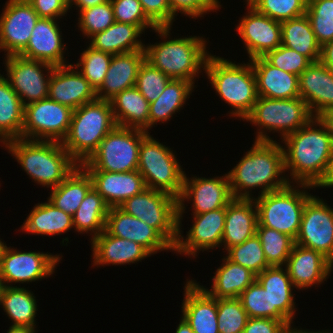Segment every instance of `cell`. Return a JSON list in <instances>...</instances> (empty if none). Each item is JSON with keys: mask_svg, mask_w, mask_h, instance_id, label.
<instances>
[{"mask_svg": "<svg viewBox=\"0 0 333 333\" xmlns=\"http://www.w3.org/2000/svg\"><path fill=\"white\" fill-rule=\"evenodd\" d=\"M249 149L227 172L234 198L254 199V190L261 196L290 184L280 142L255 140Z\"/></svg>", "mask_w": 333, "mask_h": 333, "instance_id": "obj_1", "label": "cell"}, {"mask_svg": "<svg viewBox=\"0 0 333 333\" xmlns=\"http://www.w3.org/2000/svg\"><path fill=\"white\" fill-rule=\"evenodd\" d=\"M281 142L290 183L315 186L323 177L333 150V135L313 117Z\"/></svg>", "mask_w": 333, "mask_h": 333, "instance_id": "obj_2", "label": "cell"}, {"mask_svg": "<svg viewBox=\"0 0 333 333\" xmlns=\"http://www.w3.org/2000/svg\"><path fill=\"white\" fill-rule=\"evenodd\" d=\"M173 27H156L153 31L161 41L144 45L145 60L171 79L190 81L195 87L196 79L205 72L209 40L205 36L189 35L172 38Z\"/></svg>", "mask_w": 333, "mask_h": 333, "instance_id": "obj_3", "label": "cell"}, {"mask_svg": "<svg viewBox=\"0 0 333 333\" xmlns=\"http://www.w3.org/2000/svg\"><path fill=\"white\" fill-rule=\"evenodd\" d=\"M2 147L13 156L28 178L44 189L57 187L79 165L61 142L18 138L7 141Z\"/></svg>", "mask_w": 333, "mask_h": 333, "instance_id": "obj_4", "label": "cell"}, {"mask_svg": "<svg viewBox=\"0 0 333 333\" xmlns=\"http://www.w3.org/2000/svg\"><path fill=\"white\" fill-rule=\"evenodd\" d=\"M204 73L215 94L231 107L226 116L244 120L259 97L251 61L237 63L211 53Z\"/></svg>", "mask_w": 333, "mask_h": 333, "instance_id": "obj_5", "label": "cell"}, {"mask_svg": "<svg viewBox=\"0 0 333 333\" xmlns=\"http://www.w3.org/2000/svg\"><path fill=\"white\" fill-rule=\"evenodd\" d=\"M110 101L95 99L73 110L64 149L79 164L86 162L116 126Z\"/></svg>", "mask_w": 333, "mask_h": 333, "instance_id": "obj_6", "label": "cell"}, {"mask_svg": "<svg viewBox=\"0 0 333 333\" xmlns=\"http://www.w3.org/2000/svg\"><path fill=\"white\" fill-rule=\"evenodd\" d=\"M312 118L306 102L300 97L271 99L259 96L243 121L256 126L254 140L274 141L269 134L278 133L280 141L305 126Z\"/></svg>", "mask_w": 333, "mask_h": 333, "instance_id": "obj_7", "label": "cell"}, {"mask_svg": "<svg viewBox=\"0 0 333 333\" xmlns=\"http://www.w3.org/2000/svg\"><path fill=\"white\" fill-rule=\"evenodd\" d=\"M313 188L311 185L290 183L279 190L255 196L254 201L258 211L257 226L272 228L295 240L305 204L313 195L310 191H315Z\"/></svg>", "mask_w": 333, "mask_h": 333, "instance_id": "obj_8", "label": "cell"}, {"mask_svg": "<svg viewBox=\"0 0 333 333\" xmlns=\"http://www.w3.org/2000/svg\"><path fill=\"white\" fill-rule=\"evenodd\" d=\"M150 133L141 141L137 170L143 176L146 188L164 191L178 199L186 174L183 165L175 150L160 143Z\"/></svg>", "mask_w": 333, "mask_h": 333, "instance_id": "obj_9", "label": "cell"}, {"mask_svg": "<svg viewBox=\"0 0 333 333\" xmlns=\"http://www.w3.org/2000/svg\"><path fill=\"white\" fill-rule=\"evenodd\" d=\"M148 133L144 130L116 125L81 166L86 171H135L138 169L141 141Z\"/></svg>", "mask_w": 333, "mask_h": 333, "instance_id": "obj_10", "label": "cell"}, {"mask_svg": "<svg viewBox=\"0 0 333 333\" xmlns=\"http://www.w3.org/2000/svg\"><path fill=\"white\" fill-rule=\"evenodd\" d=\"M155 228L173 247L178 236V199L164 192L144 189L119 206Z\"/></svg>", "mask_w": 333, "mask_h": 333, "instance_id": "obj_11", "label": "cell"}, {"mask_svg": "<svg viewBox=\"0 0 333 333\" xmlns=\"http://www.w3.org/2000/svg\"><path fill=\"white\" fill-rule=\"evenodd\" d=\"M23 251V252H22ZM62 254L50 252L24 251L3 244L0 251V279L4 286L30 284L53 276ZM14 283V284H13Z\"/></svg>", "mask_w": 333, "mask_h": 333, "instance_id": "obj_12", "label": "cell"}, {"mask_svg": "<svg viewBox=\"0 0 333 333\" xmlns=\"http://www.w3.org/2000/svg\"><path fill=\"white\" fill-rule=\"evenodd\" d=\"M73 110L49 97L24 106L22 139L61 142L68 134Z\"/></svg>", "mask_w": 333, "mask_h": 333, "instance_id": "obj_13", "label": "cell"}, {"mask_svg": "<svg viewBox=\"0 0 333 333\" xmlns=\"http://www.w3.org/2000/svg\"><path fill=\"white\" fill-rule=\"evenodd\" d=\"M233 199L227 173L208 178L194 175L190 178L186 173L182 193L178 198V225H182L184 214L187 213L186 201L188 204L192 203V214H201L227 207Z\"/></svg>", "mask_w": 333, "mask_h": 333, "instance_id": "obj_14", "label": "cell"}, {"mask_svg": "<svg viewBox=\"0 0 333 333\" xmlns=\"http://www.w3.org/2000/svg\"><path fill=\"white\" fill-rule=\"evenodd\" d=\"M3 76L25 106L48 97L51 74L55 66L29 60L19 55L4 56Z\"/></svg>", "mask_w": 333, "mask_h": 333, "instance_id": "obj_15", "label": "cell"}, {"mask_svg": "<svg viewBox=\"0 0 333 333\" xmlns=\"http://www.w3.org/2000/svg\"><path fill=\"white\" fill-rule=\"evenodd\" d=\"M192 225L183 235V225H178V236L174 254L195 259L200 251H212L221 247L226 217V207L201 214H191Z\"/></svg>", "mask_w": 333, "mask_h": 333, "instance_id": "obj_16", "label": "cell"}, {"mask_svg": "<svg viewBox=\"0 0 333 333\" xmlns=\"http://www.w3.org/2000/svg\"><path fill=\"white\" fill-rule=\"evenodd\" d=\"M322 197L306 202L295 244L320 252L333 264V208Z\"/></svg>", "mask_w": 333, "mask_h": 333, "instance_id": "obj_17", "label": "cell"}, {"mask_svg": "<svg viewBox=\"0 0 333 333\" xmlns=\"http://www.w3.org/2000/svg\"><path fill=\"white\" fill-rule=\"evenodd\" d=\"M0 14V53L19 55L27 46L38 14L27 0H7Z\"/></svg>", "mask_w": 333, "mask_h": 333, "instance_id": "obj_18", "label": "cell"}, {"mask_svg": "<svg viewBox=\"0 0 333 333\" xmlns=\"http://www.w3.org/2000/svg\"><path fill=\"white\" fill-rule=\"evenodd\" d=\"M247 13L243 14L235 26L236 32L246 50L247 60L264 57L282 45L281 22L258 12L253 6H246Z\"/></svg>", "mask_w": 333, "mask_h": 333, "instance_id": "obj_19", "label": "cell"}, {"mask_svg": "<svg viewBox=\"0 0 333 333\" xmlns=\"http://www.w3.org/2000/svg\"><path fill=\"white\" fill-rule=\"evenodd\" d=\"M105 230L112 236L136 242L153 256L161 251L173 253V246L155 228L120 207L109 208Z\"/></svg>", "mask_w": 333, "mask_h": 333, "instance_id": "obj_20", "label": "cell"}, {"mask_svg": "<svg viewBox=\"0 0 333 333\" xmlns=\"http://www.w3.org/2000/svg\"><path fill=\"white\" fill-rule=\"evenodd\" d=\"M59 22L61 20L39 18L26 48L19 56L29 60L43 61L53 66L71 64L65 57L66 54H69L68 47L64 42V34ZM66 50L67 53H65Z\"/></svg>", "mask_w": 333, "mask_h": 333, "instance_id": "obj_21", "label": "cell"}, {"mask_svg": "<svg viewBox=\"0 0 333 333\" xmlns=\"http://www.w3.org/2000/svg\"><path fill=\"white\" fill-rule=\"evenodd\" d=\"M296 290L321 287L333 273V264L320 252L294 244L285 265Z\"/></svg>", "mask_w": 333, "mask_h": 333, "instance_id": "obj_22", "label": "cell"}, {"mask_svg": "<svg viewBox=\"0 0 333 333\" xmlns=\"http://www.w3.org/2000/svg\"><path fill=\"white\" fill-rule=\"evenodd\" d=\"M183 287L181 316L194 333H219L217 299L210 296L195 279H187Z\"/></svg>", "mask_w": 333, "mask_h": 333, "instance_id": "obj_23", "label": "cell"}, {"mask_svg": "<svg viewBox=\"0 0 333 333\" xmlns=\"http://www.w3.org/2000/svg\"><path fill=\"white\" fill-rule=\"evenodd\" d=\"M256 280L271 298V319L288 322L295 326V287L285 266H273L256 275Z\"/></svg>", "mask_w": 333, "mask_h": 333, "instance_id": "obj_24", "label": "cell"}, {"mask_svg": "<svg viewBox=\"0 0 333 333\" xmlns=\"http://www.w3.org/2000/svg\"><path fill=\"white\" fill-rule=\"evenodd\" d=\"M48 97L72 110L96 99V91L73 64L55 66Z\"/></svg>", "mask_w": 333, "mask_h": 333, "instance_id": "obj_25", "label": "cell"}, {"mask_svg": "<svg viewBox=\"0 0 333 333\" xmlns=\"http://www.w3.org/2000/svg\"><path fill=\"white\" fill-rule=\"evenodd\" d=\"M92 267L121 266L137 264L145 258L152 256L143 246L128 239L112 236L103 230L91 241Z\"/></svg>", "mask_w": 333, "mask_h": 333, "instance_id": "obj_26", "label": "cell"}, {"mask_svg": "<svg viewBox=\"0 0 333 333\" xmlns=\"http://www.w3.org/2000/svg\"><path fill=\"white\" fill-rule=\"evenodd\" d=\"M299 95L313 117L333 107V71L321 61L312 62L299 75Z\"/></svg>", "mask_w": 333, "mask_h": 333, "instance_id": "obj_27", "label": "cell"}, {"mask_svg": "<svg viewBox=\"0 0 333 333\" xmlns=\"http://www.w3.org/2000/svg\"><path fill=\"white\" fill-rule=\"evenodd\" d=\"M93 188L109 207H119L127 199L146 189L143 176L138 170L131 172L87 171Z\"/></svg>", "mask_w": 333, "mask_h": 333, "instance_id": "obj_28", "label": "cell"}, {"mask_svg": "<svg viewBox=\"0 0 333 333\" xmlns=\"http://www.w3.org/2000/svg\"><path fill=\"white\" fill-rule=\"evenodd\" d=\"M258 211L254 199L234 198L226 207L222 251L240 245L256 234Z\"/></svg>", "mask_w": 333, "mask_h": 333, "instance_id": "obj_29", "label": "cell"}, {"mask_svg": "<svg viewBox=\"0 0 333 333\" xmlns=\"http://www.w3.org/2000/svg\"><path fill=\"white\" fill-rule=\"evenodd\" d=\"M144 60V50L112 55L104 82L96 91V98L110 101L118 93L135 86Z\"/></svg>", "mask_w": 333, "mask_h": 333, "instance_id": "obj_30", "label": "cell"}, {"mask_svg": "<svg viewBox=\"0 0 333 333\" xmlns=\"http://www.w3.org/2000/svg\"><path fill=\"white\" fill-rule=\"evenodd\" d=\"M250 61L256 76L258 96L271 99L300 97L299 76L278 69L264 57Z\"/></svg>", "mask_w": 333, "mask_h": 333, "instance_id": "obj_31", "label": "cell"}, {"mask_svg": "<svg viewBox=\"0 0 333 333\" xmlns=\"http://www.w3.org/2000/svg\"><path fill=\"white\" fill-rule=\"evenodd\" d=\"M30 211L17 231L24 234L26 232L28 235L52 236L54 238L56 235L60 236L74 230L72 216L55 207L48 200L35 204Z\"/></svg>", "mask_w": 333, "mask_h": 333, "instance_id": "obj_32", "label": "cell"}, {"mask_svg": "<svg viewBox=\"0 0 333 333\" xmlns=\"http://www.w3.org/2000/svg\"><path fill=\"white\" fill-rule=\"evenodd\" d=\"M143 33L145 37V32L137 25L114 22L106 30L95 33L86 43L98 51L124 54L144 50Z\"/></svg>", "mask_w": 333, "mask_h": 333, "instance_id": "obj_33", "label": "cell"}, {"mask_svg": "<svg viewBox=\"0 0 333 333\" xmlns=\"http://www.w3.org/2000/svg\"><path fill=\"white\" fill-rule=\"evenodd\" d=\"M211 278V287L199 284L210 296L216 299L239 298L241 293L256 280V274L248 268L230 261L226 256L221 259Z\"/></svg>", "mask_w": 333, "mask_h": 333, "instance_id": "obj_34", "label": "cell"}, {"mask_svg": "<svg viewBox=\"0 0 333 333\" xmlns=\"http://www.w3.org/2000/svg\"><path fill=\"white\" fill-rule=\"evenodd\" d=\"M195 89L190 81L171 79L162 94L149 104V131L158 123H168L176 113L183 110Z\"/></svg>", "mask_w": 333, "mask_h": 333, "instance_id": "obj_35", "label": "cell"}, {"mask_svg": "<svg viewBox=\"0 0 333 333\" xmlns=\"http://www.w3.org/2000/svg\"><path fill=\"white\" fill-rule=\"evenodd\" d=\"M110 102L118 126L149 132L150 103L135 86L118 93Z\"/></svg>", "mask_w": 333, "mask_h": 333, "instance_id": "obj_36", "label": "cell"}, {"mask_svg": "<svg viewBox=\"0 0 333 333\" xmlns=\"http://www.w3.org/2000/svg\"><path fill=\"white\" fill-rule=\"evenodd\" d=\"M38 299L33 291L26 289L25 286H4L1 297L0 307L7 315L8 320L12 321L11 326H27L37 328V319L39 305Z\"/></svg>", "mask_w": 333, "mask_h": 333, "instance_id": "obj_37", "label": "cell"}, {"mask_svg": "<svg viewBox=\"0 0 333 333\" xmlns=\"http://www.w3.org/2000/svg\"><path fill=\"white\" fill-rule=\"evenodd\" d=\"M92 188L90 175L81 165H78L63 182L50 189L46 199L55 207L73 216Z\"/></svg>", "mask_w": 333, "mask_h": 333, "instance_id": "obj_38", "label": "cell"}, {"mask_svg": "<svg viewBox=\"0 0 333 333\" xmlns=\"http://www.w3.org/2000/svg\"><path fill=\"white\" fill-rule=\"evenodd\" d=\"M24 105L0 72V144L22 138Z\"/></svg>", "mask_w": 333, "mask_h": 333, "instance_id": "obj_39", "label": "cell"}, {"mask_svg": "<svg viewBox=\"0 0 333 333\" xmlns=\"http://www.w3.org/2000/svg\"><path fill=\"white\" fill-rule=\"evenodd\" d=\"M281 37L283 46L308 57L312 62L320 61L321 45L306 14L281 22Z\"/></svg>", "mask_w": 333, "mask_h": 333, "instance_id": "obj_40", "label": "cell"}, {"mask_svg": "<svg viewBox=\"0 0 333 333\" xmlns=\"http://www.w3.org/2000/svg\"><path fill=\"white\" fill-rule=\"evenodd\" d=\"M109 208L103 197L92 188L72 216L74 232L91 236L89 240L98 236L105 230Z\"/></svg>", "mask_w": 333, "mask_h": 333, "instance_id": "obj_41", "label": "cell"}, {"mask_svg": "<svg viewBox=\"0 0 333 333\" xmlns=\"http://www.w3.org/2000/svg\"><path fill=\"white\" fill-rule=\"evenodd\" d=\"M256 234L262 244L267 264L270 267L285 266L295 240L289 235L263 226H257Z\"/></svg>", "mask_w": 333, "mask_h": 333, "instance_id": "obj_42", "label": "cell"}, {"mask_svg": "<svg viewBox=\"0 0 333 333\" xmlns=\"http://www.w3.org/2000/svg\"><path fill=\"white\" fill-rule=\"evenodd\" d=\"M80 58L73 65L88 80L91 87L97 91L104 82L110 65L112 54L98 51L87 45L82 48Z\"/></svg>", "mask_w": 333, "mask_h": 333, "instance_id": "obj_43", "label": "cell"}, {"mask_svg": "<svg viewBox=\"0 0 333 333\" xmlns=\"http://www.w3.org/2000/svg\"><path fill=\"white\" fill-rule=\"evenodd\" d=\"M224 255L230 261L248 268L256 275L270 267L267 264L262 244L257 234L248 238L242 244L229 248Z\"/></svg>", "mask_w": 333, "mask_h": 333, "instance_id": "obj_44", "label": "cell"}, {"mask_svg": "<svg viewBox=\"0 0 333 333\" xmlns=\"http://www.w3.org/2000/svg\"><path fill=\"white\" fill-rule=\"evenodd\" d=\"M305 14L321 47L333 40V0H308Z\"/></svg>", "mask_w": 333, "mask_h": 333, "instance_id": "obj_45", "label": "cell"}, {"mask_svg": "<svg viewBox=\"0 0 333 333\" xmlns=\"http://www.w3.org/2000/svg\"><path fill=\"white\" fill-rule=\"evenodd\" d=\"M77 26L78 31L82 33V37L87 40L95 33L106 30L115 22L113 8L110 0L93 7L80 10L78 12Z\"/></svg>", "mask_w": 333, "mask_h": 333, "instance_id": "obj_46", "label": "cell"}, {"mask_svg": "<svg viewBox=\"0 0 333 333\" xmlns=\"http://www.w3.org/2000/svg\"><path fill=\"white\" fill-rule=\"evenodd\" d=\"M217 317L219 333H243L249 319L239 298L217 299Z\"/></svg>", "mask_w": 333, "mask_h": 333, "instance_id": "obj_47", "label": "cell"}, {"mask_svg": "<svg viewBox=\"0 0 333 333\" xmlns=\"http://www.w3.org/2000/svg\"><path fill=\"white\" fill-rule=\"evenodd\" d=\"M308 0H256L253 6L258 12L278 22L305 15Z\"/></svg>", "mask_w": 333, "mask_h": 333, "instance_id": "obj_48", "label": "cell"}, {"mask_svg": "<svg viewBox=\"0 0 333 333\" xmlns=\"http://www.w3.org/2000/svg\"><path fill=\"white\" fill-rule=\"evenodd\" d=\"M170 80L166 74L144 60L139 68L135 87L151 103L162 94Z\"/></svg>", "mask_w": 333, "mask_h": 333, "instance_id": "obj_49", "label": "cell"}, {"mask_svg": "<svg viewBox=\"0 0 333 333\" xmlns=\"http://www.w3.org/2000/svg\"><path fill=\"white\" fill-rule=\"evenodd\" d=\"M115 22L139 26L144 32L157 27L144 13L139 0H110Z\"/></svg>", "mask_w": 333, "mask_h": 333, "instance_id": "obj_50", "label": "cell"}, {"mask_svg": "<svg viewBox=\"0 0 333 333\" xmlns=\"http://www.w3.org/2000/svg\"><path fill=\"white\" fill-rule=\"evenodd\" d=\"M239 299L249 318L271 319V298L257 280L241 293Z\"/></svg>", "mask_w": 333, "mask_h": 333, "instance_id": "obj_51", "label": "cell"}, {"mask_svg": "<svg viewBox=\"0 0 333 333\" xmlns=\"http://www.w3.org/2000/svg\"><path fill=\"white\" fill-rule=\"evenodd\" d=\"M264 58L278 69L297 76H299L312 63L308 57L283 45L268 52Z\"/></svg>", "mask_w": 333, "mask_h": 333, "instance_id": "obj_52", "label": "cell"}, {"mask_svg": "<svg viewBox=\"0 0 333 333\" xmlns=\"http://www.w3.org/2000/svg\"><path fill=\"white\" fill-rule=\"evenodd\" d=\"M169 3L172 11V26L179 14L189 17L190 20L204 19L207 14L218 13L217 11L223 6L219 0H169Z\"/></svg>", "mask_w": 333, "mask_h": 333, "instance_id": "obj_53", "label": "cell"}, {"mask_svg": "<svg viewBox=\"0 0 333 333\" xmlns=\"http://www.w3.org/2000/svg\"><path fill=\"white\" fill-rule=\"evenodd\" d=\"M146 16L157 26L172 27V11L169 0H139Z\"/></svg>", "mask_w": 333, "mask_h": 333, "instance_id": "obj_54", "label": "cell"}, {"mask_svg": "<svg viewBox=\"0 0 333 333\" xmlns=\"http://www.w3.org/2000/svg\"><path fill=\"white\" fill-rule=\"evenodd\" d=\"M39 18L61 20L69 10V0H27ZM68 12V13H67Z\"/></svg>", "mask_w": 333, "mask_h": 333, "instance_id": "obj_55", "label": "cell"}, {"mask_svg": "<svg viewBox=\"0 0 333 333\" xmlns=\"http://www.w3.org/2000/svg\"><path fill=\"white\" fill-rule=\"evenodd\" d=\"M291 327L286 321L270 318H249L243 333H286Z\"/></svg>", "mask_w": 333, "mask_h": 333, "instance_id": "obj_56", "label": "cell"}, {"mask_svg": "<svg viewBox=\"0 0 333 333\" xmlns=\"http://www.w3.org/2000/svg\"><path fill=\"white\" fill-rule=\"evenodd\" d=\"M333 188V150L328 160L327 168L321 180L314 186V189Z\"/></svg>", "mask_w": 333, "mask_h": 333, "instance_id": "obj_57", "label": "cell"}, {"mask_svg": "<svg viewBox=\"0 0 333 333\" xmlns=\"http://www.w3.org/2000/svg\"><path fill=\"white\" fill-rule=\"evenodd\" d=\"M320 61L333 71V40L325 43L321 47Z\"/></svg>", "mask_w": 333, "mask_h": 333, "instance_id": "obj_58", "label": "cell"}, {"mask_svg": "<svg viewBox=\"0 0 333 333\" xmlns=\"http://www.w3.org/2000/svg\"><path fill=\"white\" fill-rule=\"evenodd\" d=\"M107 1H109V0H69V10L70 11L72 9L75 10V8H76V10H77L76 12H79L80 10H84L89 7L100 5Z\"/></svg>", "mask_w": 333, "mask_h": 333, "instance_id": "obj_59", "label": "cell"}, {"mask_svg": "<svg viewBox=\"0 0 333 333\" xmlns=\"http://www.w3.org/2000/svg\"><path fill=\"white\" fill-rule=\"evenodd\" d=\"M318 119L326 126L327 130L333 135V107L322 112Z\"/></svg>", "mask_w": 333, "mask_h": 333, "instance_id": "obj_60", "label": "cell"}, {"mask_svg": "<svg viewBox=\"0 0 333 333\" xmlns=\"http://www.w3.org/2000/svg\"><path fill=\"white\" fill-rule=\"evenodd\" d=\"M286 333H333V331L329 329L325 330H310V329H303L302 327L298 328L297 326L291 327Z\"/></svg>", "mask_w": 333, "mask_h": 333, "instance_id": "obj_61", "label": "cell"}, {"mask_svg": "<svg viewBox=\"0 0 333 333\" xmlns=\"http://www.w3.org/2000/svg\"><path fill=\"white\" fill-rule=\"evenodd\" d=\"M7 333H37L36 328H30L27 326H9Z\"/></svg>", "mask_w": 333, "mask_h": 333, "instance_id": "obj_62", "label": "cell"}, {"mask_svg": "<svg viewBox=\"0 0 333 333\" xmlns=\"http://www.w3.org/2000/svg\"><path fill=\"white\" fill-rule=\"evenodd\" d=\"M175 333H194L190 325L181 316L178 326H176Z\"/></svg>", "mask_w": 333, "mask_h": 333, "instance_id": "obj_63", "label": "cell"}, {"mask_svg": "<svg viewBox=\"0 0 333 333\" xmlns=\"http://www.w3.org/2000/svg\"><path fill=\"white\" fill-rule=\"evenodd\" d=\"M244 1V0H243ZM256 0H245L244 2H245V6H247V5H252L254 2H255Z\"/></svg>", "mask_w": 333, "mask_h": 333, "instance_id": "obj_64", "label": "cell"}, {"mask_svg": "<svg viewBox=\"0 0 333 333\" xmlns=\"http://www.w3.org/2000/svg\"><path fill=\"white\" fill-rule=\"evenodd\" d=\"M3 288H4V283L0 279V297H1V294H2V291H3Z\"/></svg>", "mask_w": 333, "mask_h": 333, "instance_id": "obj_65", "label": "cell"}, {"mask_svg": "<svg viewBox=\"0 0 333 333\" xmlns=\"http://www.w3.org/2000/svg\"><path fill=\"white\" fill-rule=\"evenodd\" d=\"M4 243H5L4 240L2 241V239L0 237V251H1V248H2V246H3Z\"/></svg>", "mask_w": 333, "mask_h": 333, "instance_id": "obj_66", "label": "cell"}]
</instances>
